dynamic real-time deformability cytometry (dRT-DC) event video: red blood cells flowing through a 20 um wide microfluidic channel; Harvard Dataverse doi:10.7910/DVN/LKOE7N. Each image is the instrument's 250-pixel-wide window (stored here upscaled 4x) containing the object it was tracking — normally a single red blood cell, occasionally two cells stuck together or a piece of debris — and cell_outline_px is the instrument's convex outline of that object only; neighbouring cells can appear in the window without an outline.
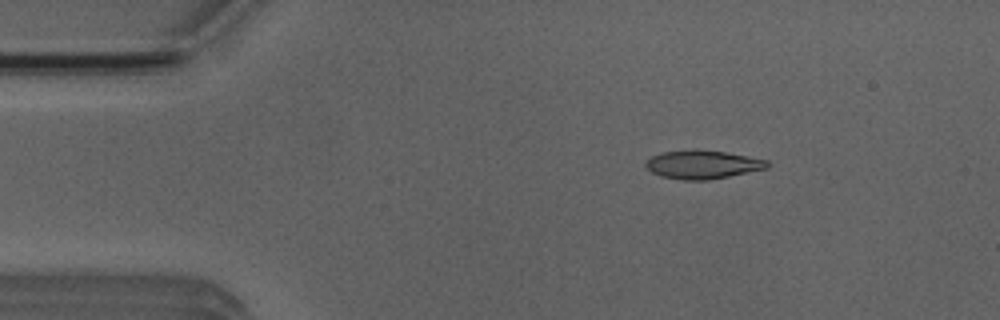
{"species": "Egyptian fruit bat (a non-hibernating species)", "species_latin": "Rousettus aegyptiacus", "temperature_condition": "room temperature", "stored_images_in_passage": 5, "camera_frame_rate_fps": 3000, "um_per_image_px": 0.085, "animal": {"sex": "male"}, "frame": {"image": 1, "passage_image": 3, "time_ms": 2.333, "image_size_px": [1000, 320], "cell_outline_px": [[768, 168], [708, 180], [684, 180], [660, 176], [652, 172], [644, 164], [652, 156], [660, 152], [692, 148], [724, 152], [748, 156], [768, 160]], "centroid_in_image_um": [59.69, 13.97], "position_along_channel_um": 25.3, "area_um2": 20.23}}